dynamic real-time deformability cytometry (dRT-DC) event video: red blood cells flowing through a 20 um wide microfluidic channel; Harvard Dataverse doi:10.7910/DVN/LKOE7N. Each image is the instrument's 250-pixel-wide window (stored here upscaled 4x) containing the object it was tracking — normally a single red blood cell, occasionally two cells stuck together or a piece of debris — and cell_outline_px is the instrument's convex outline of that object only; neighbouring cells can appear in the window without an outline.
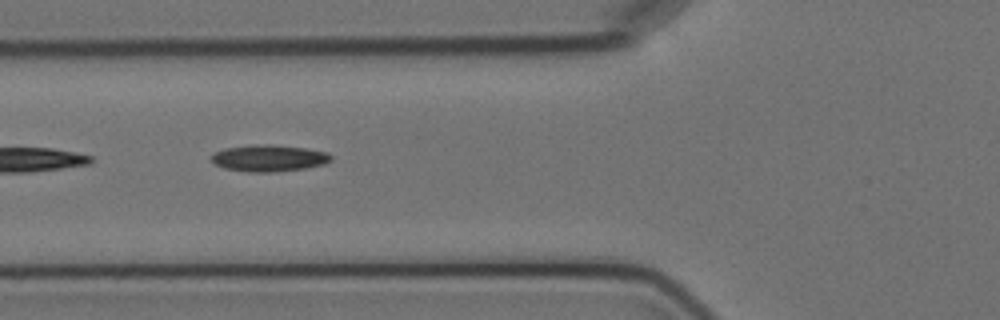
{"species": "Egyptian fruit bat (a non-hibernating species)", "species_latin": "Rousettus aegyptiacus", "temperature_condition": "cold", "stored_images_in_passage": 3, "camera_frame_rate_fps": 3000, "um_per_image_px": 0.085, "animal": {"sex": "female"}, "frame": {"image": 1, "passage_image": 2, "time_ms": 1.333, "image_size_px": [1000, 320], "cell_outline_px": [[332, 160], [324, 164], [304, 168], [276, 172], [248, 172], [224, 168], [216, 164], [212, 160], [212, 156], [216, 152], [224, 148], [252, 144], [256, 144], [304, 148], [328, 152], [332, 156]], "centroid_in_image_um": [22.87, 13.45], "position_along_channel_um": 102.9, "area_um2": 18.38}}